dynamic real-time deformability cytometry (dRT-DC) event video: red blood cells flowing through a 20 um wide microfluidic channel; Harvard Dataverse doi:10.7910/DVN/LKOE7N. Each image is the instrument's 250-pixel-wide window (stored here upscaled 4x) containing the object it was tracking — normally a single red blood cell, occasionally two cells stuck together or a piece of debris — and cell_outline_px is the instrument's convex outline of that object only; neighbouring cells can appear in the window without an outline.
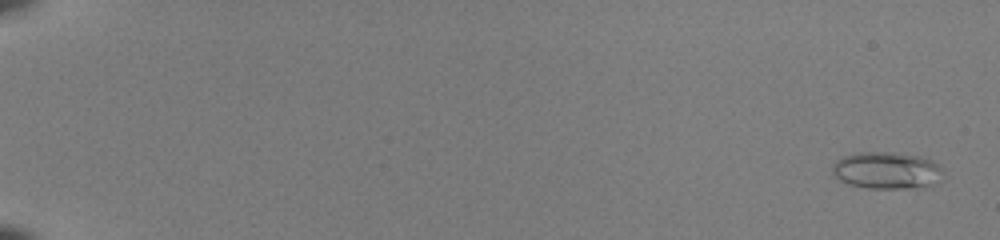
{"species": "common noctule bat (a hibernating species)", "species_latin": "Nyctalus noctula", "temperature_condition": "room temperature", "stored_images_in_passage": 53, "camera_frame_rate_fps": 3000, "um_per_image_px": 0.085, "animal": {"sex": "female", "body_mass_g": 22.0, "forearm_length_mm": 56.7}, "frame": {"image": 1, "passage_image": 3, "time_ms": 0.667, "image_size_px": [1000, 240], "cell_outline_px": [[944, 172], [936, 184], [924, 188], [868, 188], [848, 184], [840, 180], [832, 172], [832, 164], [836, 160], [844, 156], [856, 152], [896, 152], [920, 156], [932, 160]], "centroid_in_image_um": [75.38, 14.48], "position_along_channel_um": 9.6, "area_um2": 24.16}}
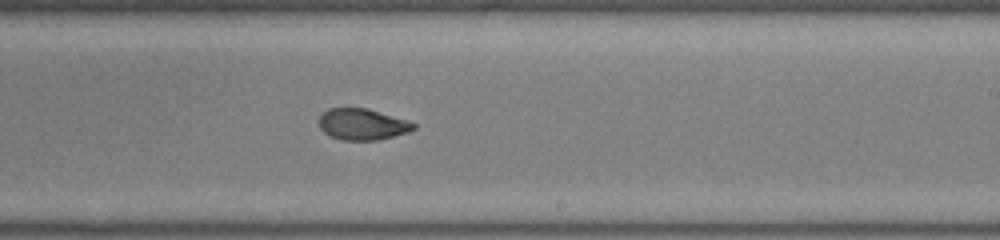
{"frame": {"image": 2, "passage_image": 36, "time_ms": 11.667, "image_size_px": [1000, 240], "cell_outline_px": [[416, 128], [408, 132], [380, 140], [340, 140], [324, 132], [320, 128], [320, 116], [328, 108], [368, 108], [408, 120], [416, 124]], "centroid_in_image_um": [30.83, 10.56], "position_along_channel_um": 258.2, "area_um2": 17.28}}
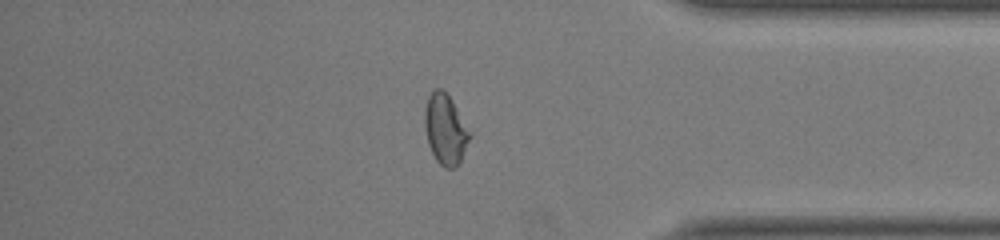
{"frame": {"image": 3, "passage_image": 47, "time_ms": 15.333, "image_size_px": [1000, 240], "cell_outline_px": [[472, 136], [456, 168], [444, 168], [436, 160], [428, 144], [424, 128], [424, 112], [428, 96], [436, 88], [440, 88], [452, 100], [472, 132]], "centroid_in_image_um": [37.87, 11.0], "position_along_channel_um": 397.3, "area_um2": 18.55}, "authors_computed_cell_mechanics": {"area_um2": 18.785, "velocity_mm_per_s": 4.103, "shape_relaxation_time_tau1_ms": 9.4046, "shape_relaxation_time_tau2_ms": 1.4317, "deformation_change_tau1": 0.2459, "deformation_change_tau2": 0.0615}}